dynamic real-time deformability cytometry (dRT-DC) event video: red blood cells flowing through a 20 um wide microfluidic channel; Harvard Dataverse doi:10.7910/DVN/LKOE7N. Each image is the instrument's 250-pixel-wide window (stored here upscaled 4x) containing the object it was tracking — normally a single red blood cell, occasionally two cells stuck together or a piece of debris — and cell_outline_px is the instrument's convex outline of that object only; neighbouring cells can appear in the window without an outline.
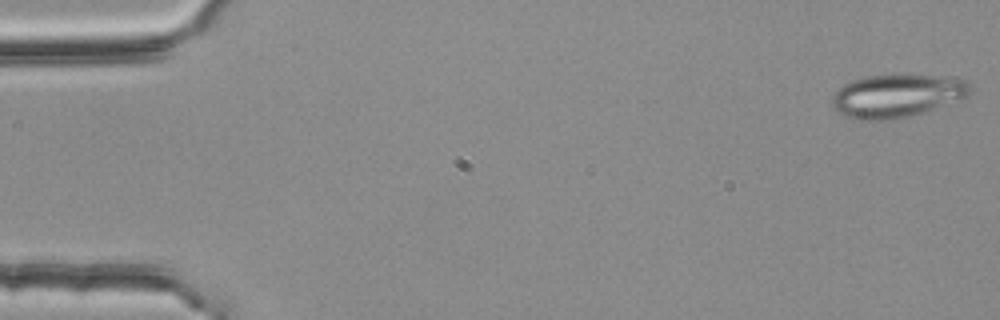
{"species": "common noctule bat (a hibernating species)", "species_latin": "Nyctalus noctula", "temperature_condition": "room temperature", "stored_images_in_passage": 54, "camera_frame_rate_fps": 3000, "um_per_image_px": 0.085, "animal": {"sex": "female", "body_mass_g": 25.1}, "frame": {"image": 1, "passage_image": 1, "time_ms": 0.0, "image_size_px": [1000, 320], "cell_outline_px": [[972, 88], [964, 96], [932, 108], [908, 116], [888, 120], [864, 120], [844, 116], [832, 108], [832, 96], [844, 84], [852, 80], [864, 76], [892, 72], [908, 72], [940, 76], [964, 80]], "centroid_in_image_um": [76.14, 8.08], "position_along_channel_um": 8.9, "area_um2": 34.85}}
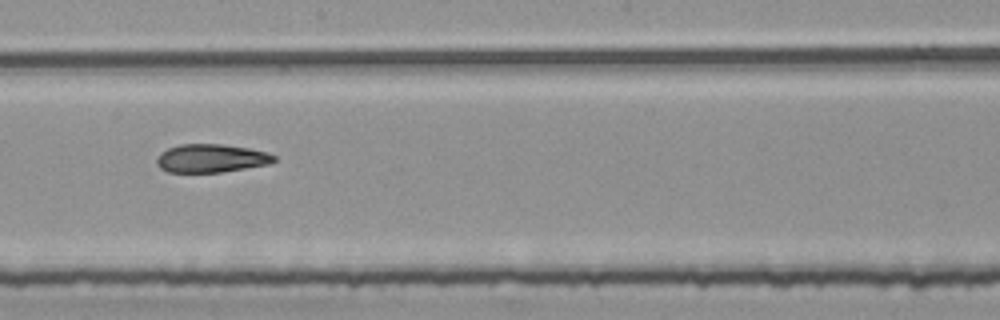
{"frame": {"image": 2, "passage_image": 30, "time_ms": 9.667, "image_size_px": [1000, 320], "cell_outline_px": [[276, 160], [268, 164], [220, 172], [168, 172], [160, 168], [156, 164], [156, 160], [160, 152], [168, 148], [180, 144], [220, 144], [248, 148], [268, 152], [276, 156]], "centroid_in_image_um": [17.92, 13.45], "position_along_channel_um": 230.3, "area_um2": 19.31}}
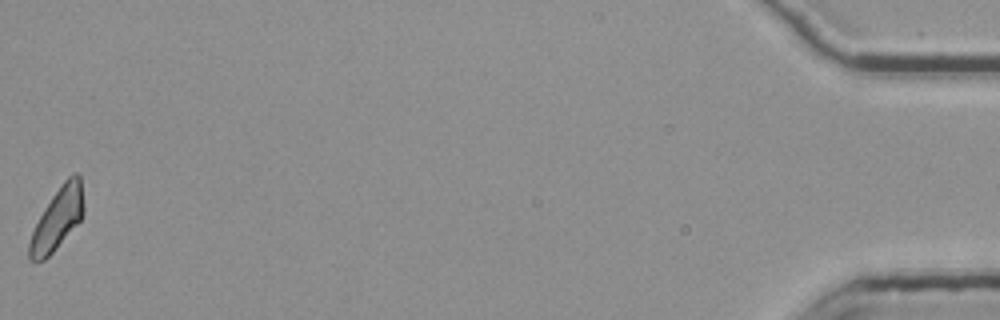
{"frame": {"image": 3, "passage_image": 54, "time_ms": 17.667, "image_size_px": [1000, 320], "cell_outline_px": [[84, 212], [80, 220], [56, 248], [44, 260], [36, 264], [28, 256], [28, 244], [32, 232], [44, 208], [52, 196], [64, 180], [72, 172], [76, 172], [80, 176], [84, 204]], "centroid_in_image_um": [4.87, 18.59], "position_along_channel_um": 430.3, "area_um2": 19.42}, "authors_computed_cell_mechanics": {"area_um2": 20.1433, "velocity_mm_per_s": 3.7829, "shape_relaxation_time_tau1_ms": null, "shape_relaxation_time_tau2_ms": 6.0599, "deformation_change_tau1": null, "deformation_change_tau2": 0.1453}}